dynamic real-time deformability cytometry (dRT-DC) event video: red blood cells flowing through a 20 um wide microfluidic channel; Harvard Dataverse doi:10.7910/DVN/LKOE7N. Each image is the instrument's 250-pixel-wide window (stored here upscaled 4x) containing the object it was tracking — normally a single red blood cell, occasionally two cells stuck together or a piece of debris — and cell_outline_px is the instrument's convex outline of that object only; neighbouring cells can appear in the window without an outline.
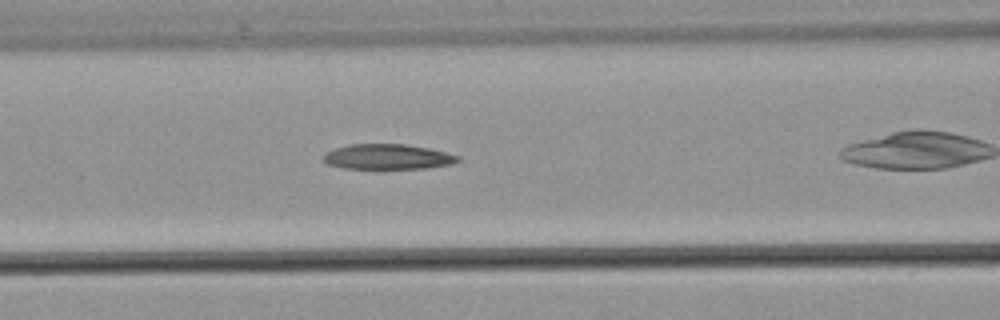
{"species": "common noctule bat (a hibernating species)", "species_latin": "Nyctalus noctula", "temperature_condition": "warm", "stored_images_in_passage": 23, "camera_frame_rate_fps": 3000, "um_per_image_px": 0.085, "animal": {"sex": "male", "body_mass_g": 21.5, "forearm_length_mm": 52.0}, "frame": {"image": 1, "passage_image": 7, "time_ms": 2.0, "image_size_px": [1000, 320], "cell_outline_px": [[460, 160], [452, 164], [428, 168], [344, 168], [328, 164], [320, 156], [324, 152], [348, 144], [404, 144], [428, 148], [460, 156]], "centroid_in_image_um": [32.92, 13.32], "position_along_channel_um": 133.7, "area_um2": 19.71}}
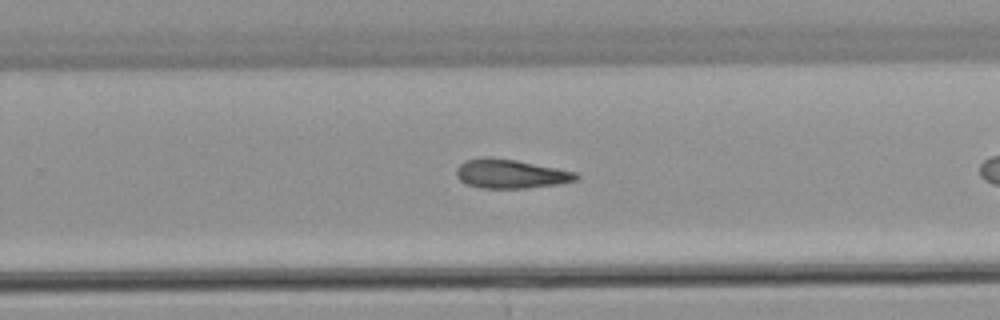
{"frame": {"image": 2, "passage_image": 17, "time_ms": 5.333, "image_size_px": [1000, 320], "cell_outline_px": [[580, 176], [576, 180], [560, 184], [528, 188], [480, 188], [468, 184], [460, 180], [456, 176], [456, 168], [464, 160], [480, 156], [488, 156], [516, 160], [576, 172]], "centroid_in_image_um": [43.37, 14.76], "position_along_channel_um": 286.4, "area_um2": 20.46}}
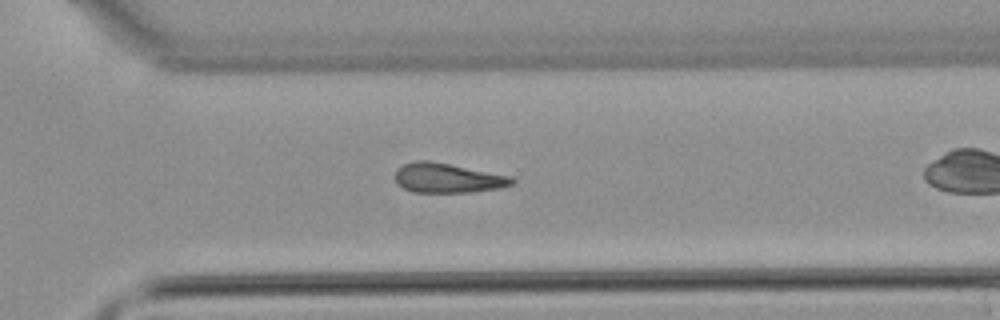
{"frame": {"image": 3, "passage_image": 20, "time_ms": 6.333, "image_size_px": [1000, 320], "cell_outline_px": [[516, 180], [512, 184], [500, 188], [472, 192], [412, 192], [396, 184], [396, 168], [404, 164], [416, 160], [428, 160], [512, 176]], "centroid_in_image_um": [38.04, 15.13], "position_along_channel_um": 332.6, "area_um2": 20.17}}